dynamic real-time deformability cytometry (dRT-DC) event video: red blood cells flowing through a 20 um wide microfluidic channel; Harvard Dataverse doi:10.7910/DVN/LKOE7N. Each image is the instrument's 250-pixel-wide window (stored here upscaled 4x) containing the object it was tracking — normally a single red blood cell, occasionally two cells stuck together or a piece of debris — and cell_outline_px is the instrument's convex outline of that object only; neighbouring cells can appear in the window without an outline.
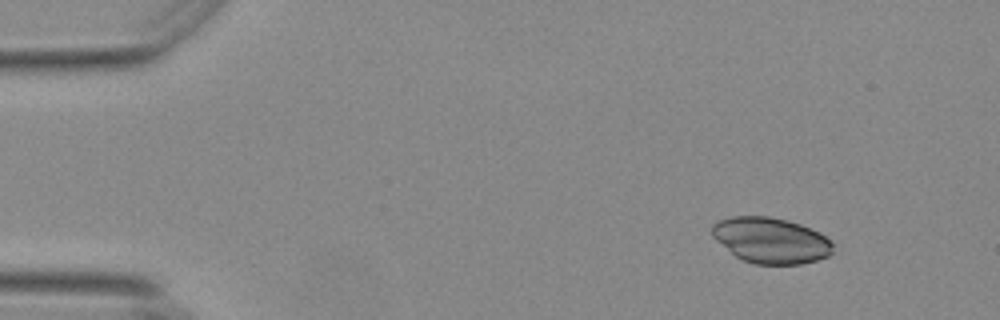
{"species": "Egyptian fruit bat (a non-hibernating species)", "species_latin": "Rousettus aegyptiacus", "temperature_condition": "warm", "stored_images_in_passage": 50, "camera_frame_rate_fps": 3000, "um_per_image_px": 0.085, "animal": {"sex": "female"}, "frame": {"image": 1, "passage_image": 1, "time_ms": 0.0, "image_size_px": [1000, 320], "cell_outline_px": [[832, 252], [828, 256], [816, 260], [800, 264], [756, 264], [744, 260], [736, 256], [716, 240], [712, 236], [712, 224], [720, 220], [732, 216], [768, 216], [788, 220], [800, 224], [820, 232], [832, 244]], "centroid_in_image_um": [65.51, 20.42], "position_along_channel_um": 19.5, "area_um2": 32.02}}
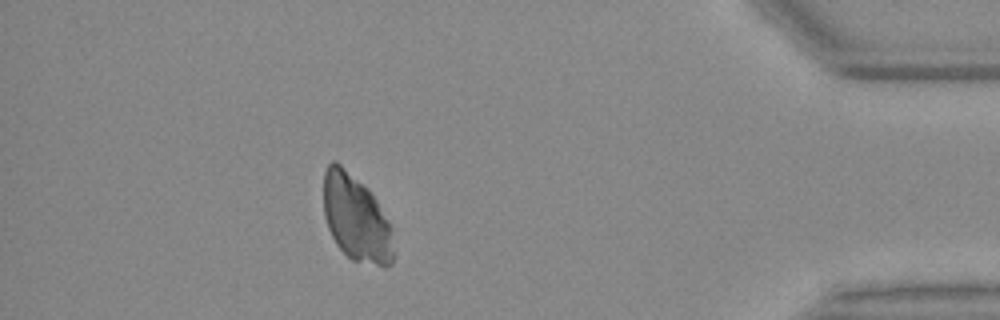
{"frame": {"image": 2, "passage_image": 44, "time_ms": 14.333, "image_size_px": [1000, 320], "cell_outline_px": [[392, 264], [384, 268], [352, 260], [336, 244], [328, 228], [324, 216], [324, 172], [328, 164], [332, 160], [336, 160], [368, 188], [376, 200], [388, 220], [392, 228]], "centroid_in_image_um": [30.26, 18.55], "position_along_channel_um": 404.9, "area_um2": 35.32}}